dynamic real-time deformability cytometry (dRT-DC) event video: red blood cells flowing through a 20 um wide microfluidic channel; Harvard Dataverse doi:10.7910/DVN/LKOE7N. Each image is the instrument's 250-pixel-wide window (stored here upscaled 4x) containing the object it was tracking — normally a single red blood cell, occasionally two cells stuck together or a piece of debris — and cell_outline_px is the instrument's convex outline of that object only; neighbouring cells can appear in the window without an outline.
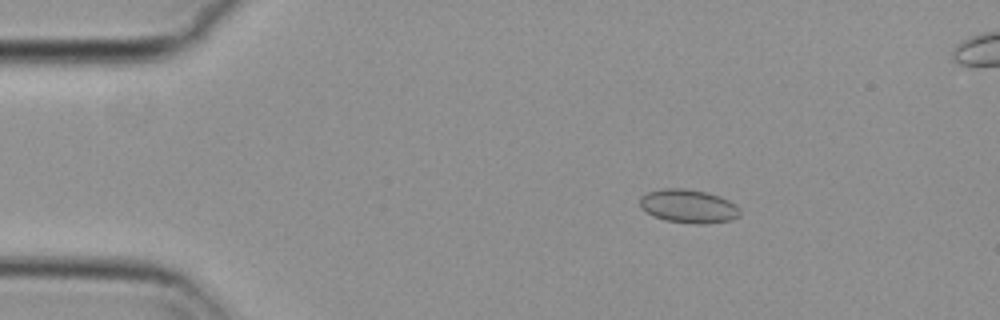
{"species": "common noctule bat (a hibernating species)", "species_latin": "Nyctalus noctula", "temperature_condition": "cold", "stored_images_in_passage": 57, "camera_frame_rate_fps": 3000, "um_per_image_px": 0.085, "animal": {"sex": "female", "body_mass_g": 29.2, "forearm_length_mm": 56.3}, "frame": {"image": 1, "passage_image": 10, "time_ms": 3.0, "image_size_px": [1000, 320], "cell_outline_px": [[740, 216], [732, 220], [704, 224], [692, 224], [664, 220], [640, 208], [640, 196], [648, 192], [664, 188], [684, 188], [704, 192], [720, 196], [736, 204], [740, 208]], "centroid_in_image_um": [58.54, 17.53], "position_along_channel_um": 26.5, "area_um2": 19.65}}
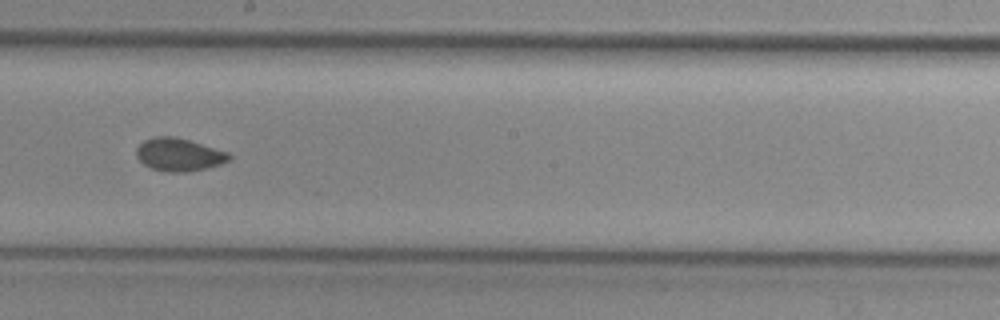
{"frame": {"image": 2, "passage_image": 32, "time_ms": 10.333, "image_size_px": [1000, 320], "cell_outline_px": [[232, 160], [220, 164], [188, 172], [168, 172], [152, 168], [144, 164], [136, 156], [136, 148], [144, 140], [156, 136], [172, 136], [188, 140], [228, 152], [232, 156]], "centroid_in_image_um": [15.21, 13.14], "position_along_channel_um": 233.0, "area_um2": 17.63}}
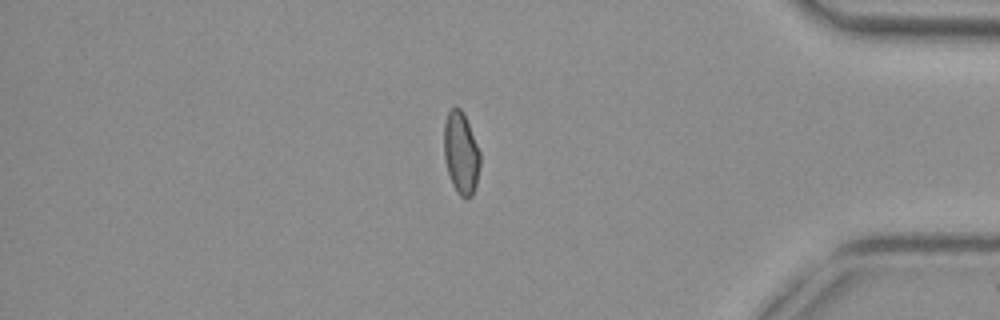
{"frame": {"image": 3, "passage_image": 48, "time_ms": 15.667, "image_size_px": [1000, 320], "cell_outline_px": [[480, 164], [476, 184], [472, 196], [460, 196], [456, 192], [452, 184], [444, 160], [444, 124], [448, 112], [456, 104], [464, 112], [480, 152]], "centroid_in_image_um": [39.18, 12.97], "position_along_channel_um": 396.0, "area_um2": 17.34}}